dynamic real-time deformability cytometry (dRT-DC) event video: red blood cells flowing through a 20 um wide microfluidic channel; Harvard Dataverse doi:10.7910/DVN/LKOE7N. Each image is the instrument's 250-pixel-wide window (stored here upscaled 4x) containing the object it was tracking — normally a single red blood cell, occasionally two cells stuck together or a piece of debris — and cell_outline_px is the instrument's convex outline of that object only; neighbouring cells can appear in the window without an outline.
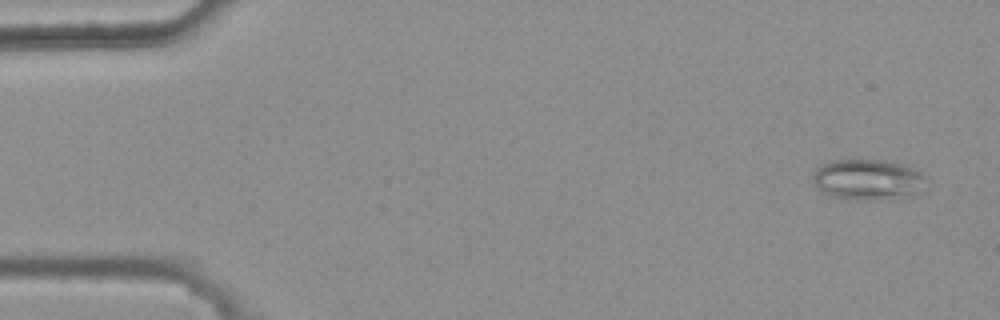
{"species": "common noctule bat (a hibernating species)", "species_latin": "Nyctalus noctula", "temperature_condition": "warm", "stored_images_in_passage": 5, "camera_frame_rate_fps": 3000, "um_per_image_px": 0.085, "animal": {"sex": "female", "body_mass_g": 25.1}, "frame": {"image": 1, "passage_image": 1, "time_ms": 0.0, "image_size_px": [1000, 320], "cell_outline_px": [[924, 176], [916, 192], [912, 196], [868, 200], [860, 200], [832, 196], [824, 192], [816, 184], [812, 176], [816, 168], [832, 160], [880, 160], [900, 164], [920, 172]], "centroid_in_image_um": [73.7, 15.26], "position_along_channel_um": 11.3, "area_um2": 25.95}}
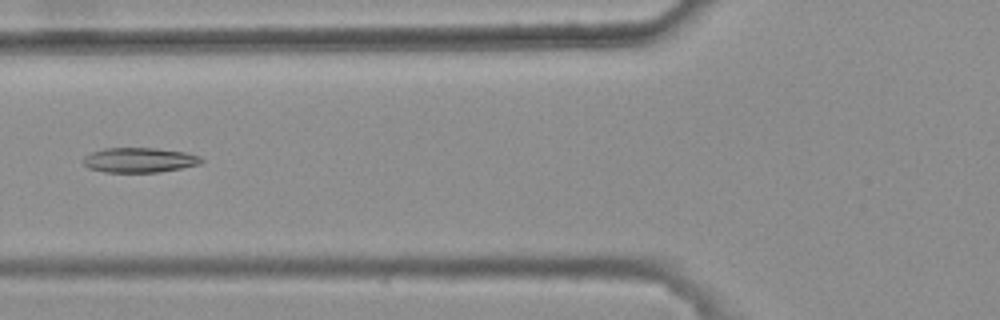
{"frame": {"image": 2, "passage_image": 5, "time_ms": 1.333, "image_size_px": [1000, 320], "cell_outline_px": [[204, 160], [200, 164], [180, 168], [156, 172], [104, 172], [88, 168], [84, 164], [84, 156], [92, 152], [104, 148], [152, 148], [184, 152], [200, 156]], "centroid_in_image_um": [11.83, 13.6], "position_along_channel_um": 114.0, "area_um2": 16.94}}